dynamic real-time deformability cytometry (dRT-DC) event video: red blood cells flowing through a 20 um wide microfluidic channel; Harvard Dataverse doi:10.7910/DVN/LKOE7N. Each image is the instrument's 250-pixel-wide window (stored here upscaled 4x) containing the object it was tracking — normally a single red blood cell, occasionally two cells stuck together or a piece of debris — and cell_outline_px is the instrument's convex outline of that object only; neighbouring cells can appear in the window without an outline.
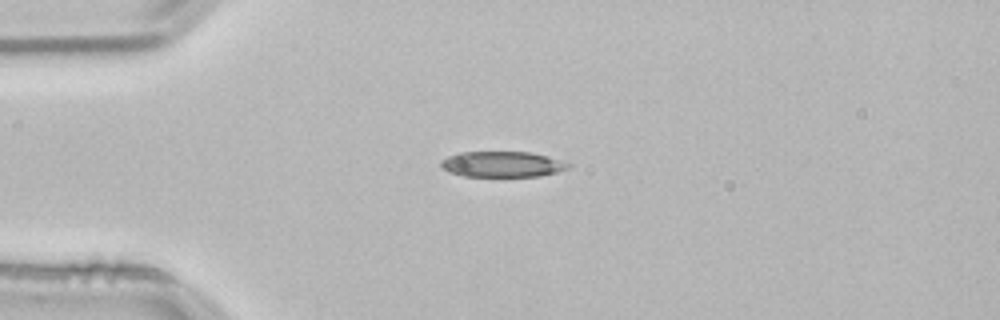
{"species": "common noctule bat (a hibernating species)", "species_latin": "Nyctalus noctula", "temperature_condition": "room temperature", "stored_images_in_passage": 41, "camera_frame_rate_fps": 3000, "um_per_image_px": 0.085, "animal": {"sex": "male", "body_mass_g": 21.5, "forearm_length_mm": 52.0}, "frame": {"image": 1, "passage_image": 1, "time_ms": 0.0, "image_size_px": [1000, 320], "cell_outline_px": [[572, 164], [568, 168], [556, 172], [540, 176], [464, 176], [448, 172], [440, 164], [440, 160], [448, 156], [460, 152], [532, 152], [548, 156]], "centroid_in_image_um": [42.69, 13.95], "position_along_channel_um": 42.3, "area_um2": 19.02}}
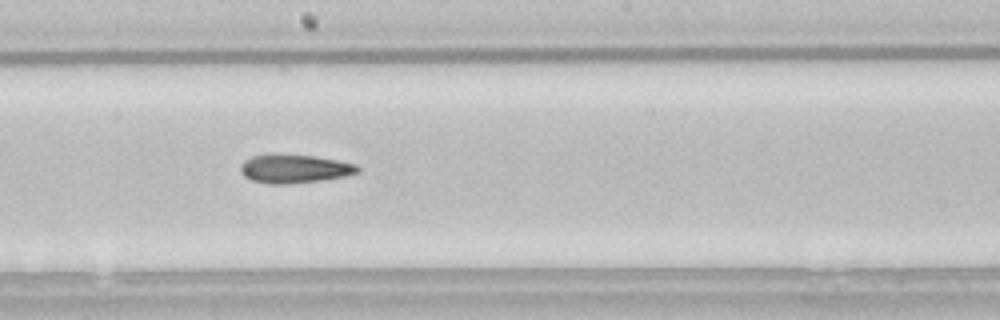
{"frame": {"image": 2, "passage_image": 17, "time_ms": 5.333, "image_size_px": [1000, 320], "cell_outline_px": [[360, 172], [344, 176], [320, 180], [292, 184], [268, 184], [252, 180], [244, 176], [240, 172], [240, 164], [244, 160], [252, 156], [316, 156], [356, 164], [360, 168]], "centroid_in_image_um": [25.03, 14.37], "position_along_channel_um": 223.2, "area_um2": 19.07}}
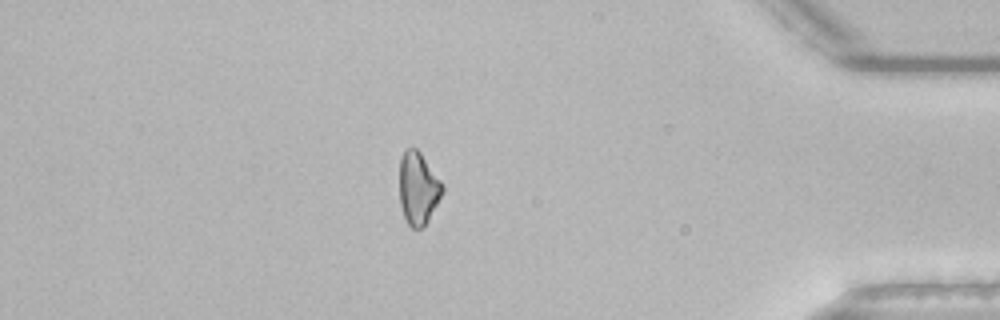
{"frame": {"image": 3, "passage_image": 34, "time_ms": 11.0, "image_size_px": [1000, 320], "cell_outline_px": [[444, 192], [428, 220], [420, 228], [412, 228], [408, 224], [404, 216], [400, 204], [400, 160], [404, 148], [416, 148], [420, 152], [444, 184]], "centroid_in_image_um": [35.55, 15.98], "position_along_channel_um": 399.6, "area_um2": 18.15}}